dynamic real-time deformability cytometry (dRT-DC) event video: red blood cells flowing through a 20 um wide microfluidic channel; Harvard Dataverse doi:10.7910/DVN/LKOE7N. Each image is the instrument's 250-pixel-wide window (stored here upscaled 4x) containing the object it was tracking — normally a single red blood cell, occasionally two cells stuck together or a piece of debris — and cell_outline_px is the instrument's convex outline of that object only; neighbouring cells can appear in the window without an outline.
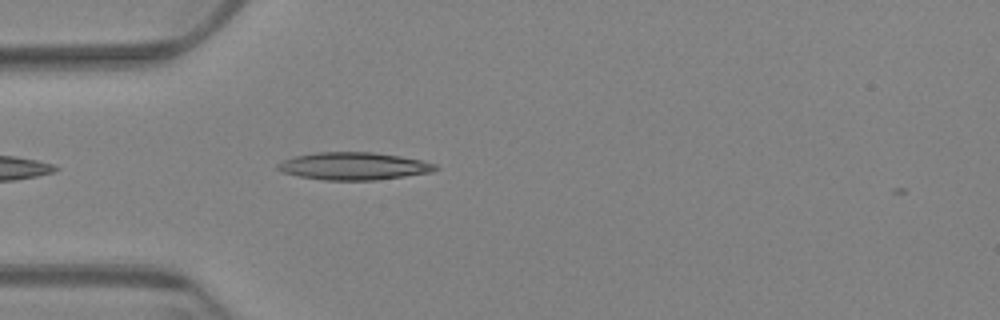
{"species": "Egyptian fruit bat (a non-hibernating species)", "species_latin": "Rousettus aegyptiacus", "temperature_condition": "warm", "stored_images_in_passage": 13, "camera_frame_rate_fps": 3000, "um_per_image_px": 0.085, "animal": {"sex": "female"}, "frame": {"image": 1, "passage_image": 4, "time_ms": 1.0, "image_size_px": [1000, 320], "cell_outline_px": [[440, 168], [432, 172], [404, 176], [372, 180], [324, 180], [300, 176], [280, 172], [276, 168], [276, 164], [284, 160], [296, 156], [316, 152], [372, 152], [400, 156], [420, 160], [436, 164]], "centroid_in_image_um": [30.05, 14.12], "position_along_channel_um": 54.9, "area_um2": 25.2}}
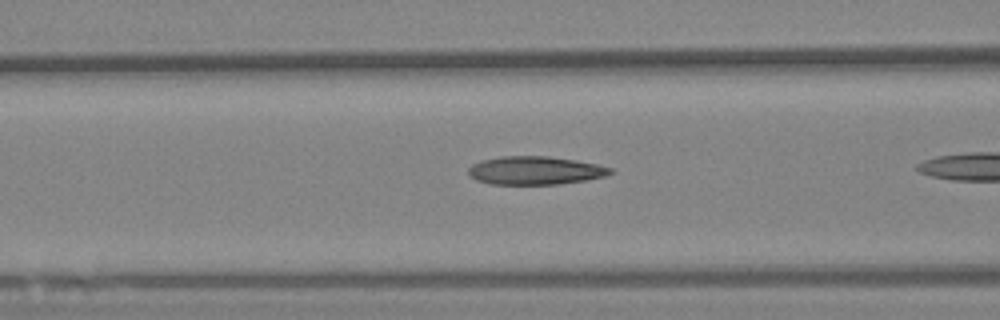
{"frame": {"image": 2, "passage_image": 7, "time_ms": 2.0, "image_size_px": [1000, 320], "cell_outline_px": [[616, 172], [604, 176], [588, 180], [560, 184], [492, 184], [476, 180], [468, 176], [468, 168], [472, 164], [480, 160], [500, 156], [548, 156], [576, 160], [596, 164], [612, 168]], "centroid_in_image_um": [45.48, 14.49], "position_along_channel_um": 121.1, "area_um2": 23.64}}
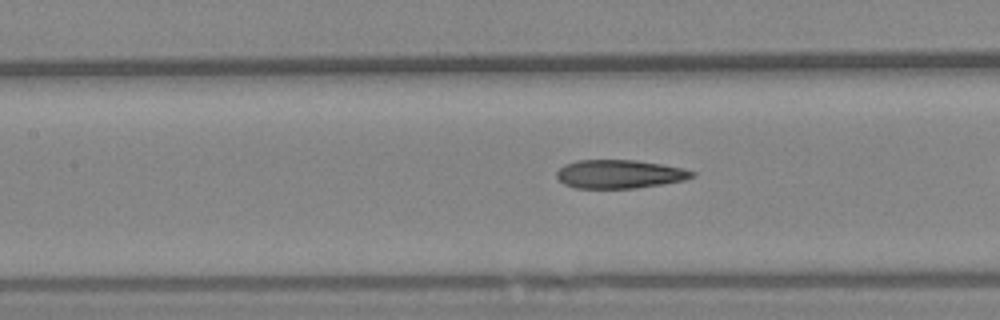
{"frame": {"image": 3, "passage_image": 10, "time_ms": 3.0, "image_size_px": [1000, 320], "cell_outline_px": [[696, 176], [684, 180], [636, 188], [576, 188], [564, 184], [556, 176], [556, 172], [564, 164], [576, 160], [636, 160], [684, 168], [696, 172]], "centroid_in_image_um": [52.66, 14.79], "position_along_channel_um": 154.7, "area_um2": 22.54}}